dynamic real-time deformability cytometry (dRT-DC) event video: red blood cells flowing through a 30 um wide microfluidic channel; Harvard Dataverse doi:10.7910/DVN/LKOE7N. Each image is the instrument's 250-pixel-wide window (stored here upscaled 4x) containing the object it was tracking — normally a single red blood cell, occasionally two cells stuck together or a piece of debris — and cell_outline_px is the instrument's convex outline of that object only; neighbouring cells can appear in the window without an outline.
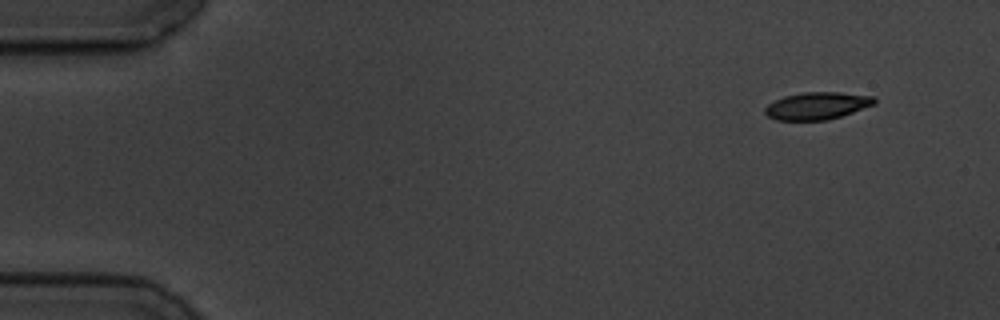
{"species": "common noctule bat (a hibernating species)", "species_latin": "Nyctalus noctula", "temperature_condition": "cold", "stored_images_in_passage": 54, "camera_frame_rate_fps": 3000, "um_per_image_px": 0.085, "animal": {"sex": "male", "body_mass_g": 19.5, "forearm_length_mm": 54.6}, "frame": {"image": 1, "passage_image": 1, "time_ms": 0.0, "image_size_px": [1000, 320], "cell_outline_px": [[876, 104], [828, 120], [776, 120], [768, 116], [764, 112], [764, 108], [768, 104], [784, 96], [804, 92], [840, 92], [876, 96]], "centroid_in_image_um": [69.47, 8.98], "position_along_channel_um": 15.5, "area_um2": 17.46}}
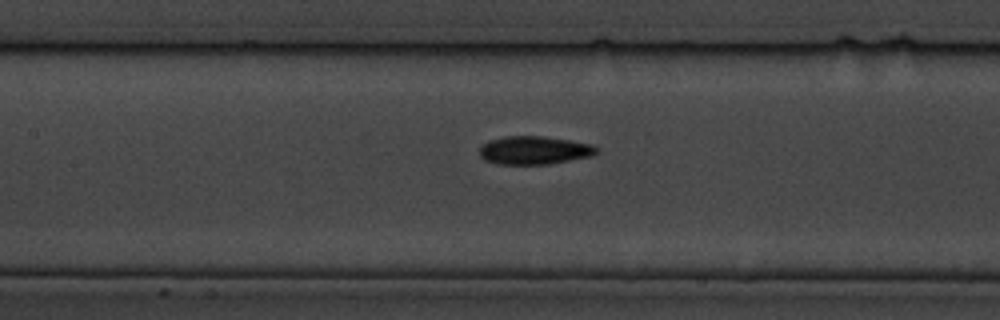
{"frame": {"image": 2, "passage_image": 23, "time_ms": 7.333, "image_size_px": [1000, 320], "cell_outline_px": [[596, 152], [592, 156], [548, 164], [496, 164], [484, 160], [480, 156], [480, 148], [488, 140], [504, 136], [544, 136], [592, 144], [596, 148]], "centroid_in_image_um": [45.37, 12.77], "position_along_channel_um": 162.0, "area_um2": 19.19}}
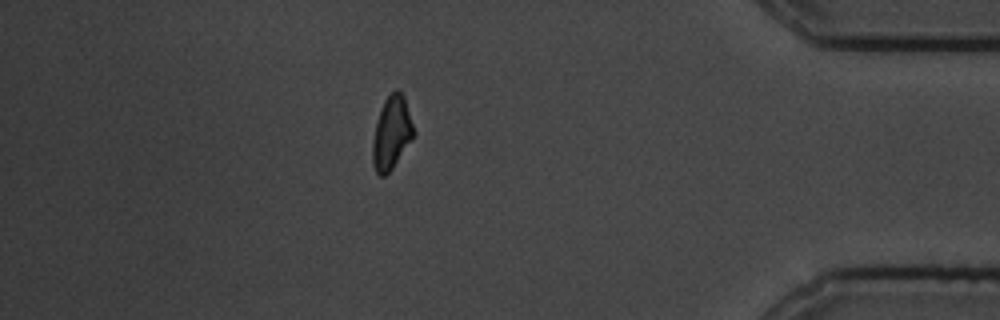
{"frame": {"image": 3, "passage_image": 47, "time_ms": 15.333, "image_size_px": [1000, 320], "cell_outline_px": [[412, 136], [392, 168], [384, 176], [380, 176], [376, 172], [372, 164], [372, 140], [376, 124], [384, 100], [396, 88], [404, 96], [412, 124]], "centroid_in_image_um": [33.23, 11.3], "position_along_channel_um": 402.0, "area_um2": 16.76}, "authors_computed_cell_mechanics": {"area_um2": 18.207, "velocity_mm_per_s": 3.473, "shape_relaxation_time_tau1_ms": 3.7357, "shape_relaxation_time_tau2_ms": 5.2978, "deformation_change_tau1": 0.1356, "deformation_change_tau2": 0.1171}}